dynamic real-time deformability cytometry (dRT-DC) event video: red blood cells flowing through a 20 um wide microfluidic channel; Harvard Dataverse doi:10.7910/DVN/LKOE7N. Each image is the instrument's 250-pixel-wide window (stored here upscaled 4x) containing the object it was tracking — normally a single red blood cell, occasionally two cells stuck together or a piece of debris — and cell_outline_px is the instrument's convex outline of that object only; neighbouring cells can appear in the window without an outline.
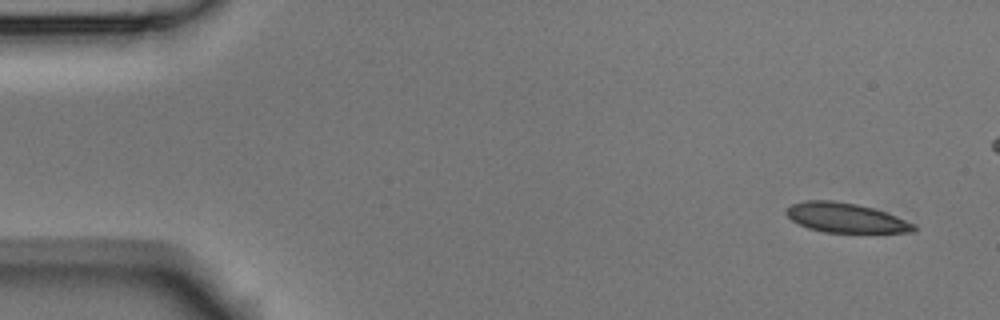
{"species": "Egyptian fruit bat (a non-hibernating species)", "species_latin": "Rousettus aegyptiacus", "temperature_condition": "room temperature", "stored_images_in_passage": 5, "camera_frame_rate_fps": 3000, "um_per_image_px": 0.085, "animal": {"sex": "male"}, "frame": {"image": 1, "passage_image": 1, "time_ms": 0.0, "image_size_px": [1000, 320], "cell_outline_px": [[916, 228], [912, 232], [824, 232], [808, 228], [792, 220], [784, 212], [792, 204], [804, 200], [832, 200], [856, 204], [872, 208], [896, 216], [916, 224]], "centroid_in_image_um": [71.86, 18.5], "position_along_channel_um": 13.1, "area_um2": 21.73}}